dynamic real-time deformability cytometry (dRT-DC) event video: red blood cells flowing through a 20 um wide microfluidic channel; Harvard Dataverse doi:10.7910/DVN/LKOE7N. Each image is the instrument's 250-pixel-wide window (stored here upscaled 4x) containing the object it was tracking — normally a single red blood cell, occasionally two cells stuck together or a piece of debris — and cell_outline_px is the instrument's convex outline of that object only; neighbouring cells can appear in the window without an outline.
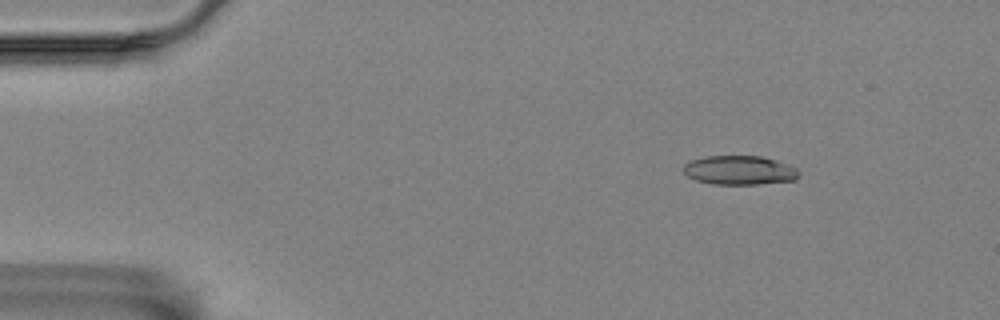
{"species": "Egyptian fruit bat (a non-hibernating species)", "species_latin": "Rousettus aegyptiacus", "temperature_condition": "room temperature", "stored_images_in_passage": 10, "camera_frame_rate_fps": 3000, "um_per_image_px": 0.085, "animal": {"sex": "female"}, "frame": {"image": 1, "passage_image": 2, "time_ms": 0.333, "image_size_px": [1000, 320], "cell_outline_px": [[800, 176], [796, 180], [756, 184], [712, 184], [696, 180], [688, 176], [684, 172], [684, 164], [692, 160], [708, 156], [760, 156], [776, 160], [788, 164], [796, 168], [800, 172]], "centroid_in_image_um": [62.89, 14.47], "position_along_channel_um": 22.1, "area_um2": 19.54}}
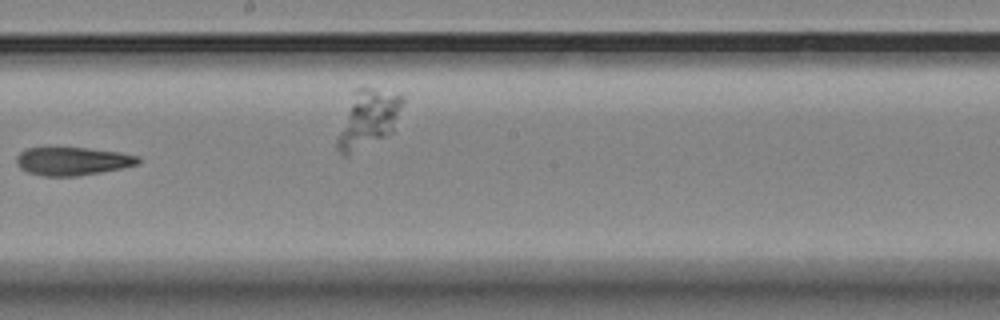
{"frame": {"image": 2, "passage_image": 9, "time_ms": 2.667, "image_size_px": [1000, 320], "cell_outline_px": [[140, 164], [100, 172], [76, 176], [44, 176], [28, 172], [20, 168], [16, 164], [16, 156], [20, 152], [28, 148], [84, 148], [120, 152], [140, 156]], "centroid_in_image_um": [6.17, 13.7], "position_along_channel_um": 242.0, "area_um2": 19.88}}
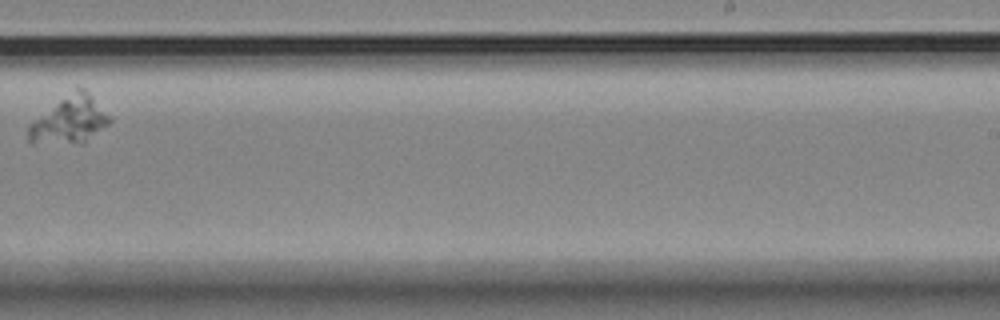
{"frame": {"image": 3, "passage_image": 10, "time_ms": 3.0, "image_size_px": [1000, 320], "cell_outline_px": [[112, 120], [108, 124], [84, 144], [32, 144], [28, 140], [28, 124], [32, 120], [76, 84], [84, 88], [112, 116]], "centroid_in_image_um": [5.9, 10.18], "position_along_channel_um": 283.1, "area_um2": 23.41}}